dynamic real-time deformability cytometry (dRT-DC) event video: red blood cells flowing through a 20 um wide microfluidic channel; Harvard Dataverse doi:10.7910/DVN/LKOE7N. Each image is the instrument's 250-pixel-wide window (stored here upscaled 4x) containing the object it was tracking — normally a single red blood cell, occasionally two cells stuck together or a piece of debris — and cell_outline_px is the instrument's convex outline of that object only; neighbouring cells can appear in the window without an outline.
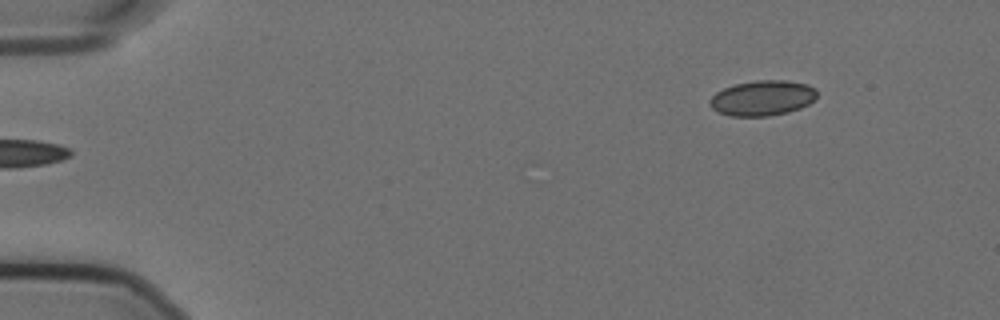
{"species": "Egyptian fruit bat (a non-hibernating species)", "species_latin": "Rousettus aegyptiacus", "temperature_condition": "cold", "stored_images_in_passage": 7, "camera_frame_rate_fps": 3000, "um_per_image_px": 0.085, "animal": {"sex": "female"}, "frame": {"image": 1, "passage_image": 1, "time_ms": 0.0, "image_size_px": [1000, 320], "cell_outline_px": [[816, 96], [808, 104], [800, 108], [788, 112], [768, 116], [732, 116], [720, 112], [712, 108], [708, 104], [712, 96], [716, 92], [724, 88], [736, 84], [756, 80], [784, 80], [808, 84], [816, 88]], "centroid_in_image_um": [64.81, 8.33], "position_along_channel_um": 20.2, "area_um2": 21.91}}